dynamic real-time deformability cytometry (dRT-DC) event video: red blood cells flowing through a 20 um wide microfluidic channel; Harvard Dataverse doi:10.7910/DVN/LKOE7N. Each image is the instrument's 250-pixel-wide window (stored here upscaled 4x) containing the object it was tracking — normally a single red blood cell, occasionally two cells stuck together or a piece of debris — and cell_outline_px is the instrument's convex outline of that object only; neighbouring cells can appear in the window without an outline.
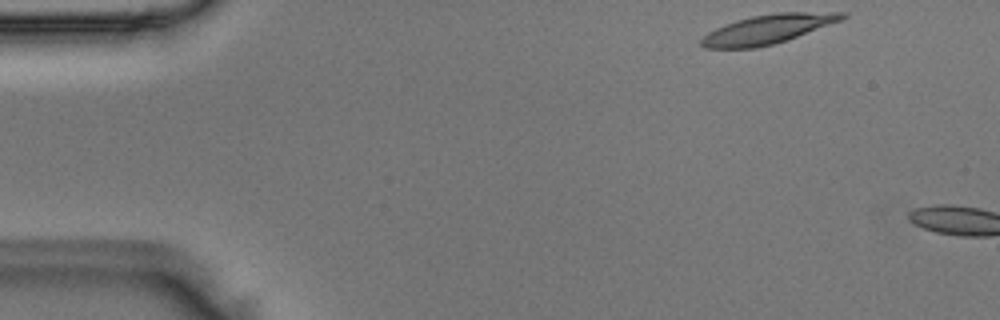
{"species": "Egyptian fruit bat (a non-hibernating species)", "species_latin": "Rousettus aegyptiacus", "temperature_condition": "room temperature", "stored_images_in_passage": 9, "camera_frame_rate_fps": 3000, "um_per_image_px": 0.085, "animal": {"sex": "male"}, "frame": {"image": 1, "passage_image": 1, "time_ms": 0.0, "image_size_px": [1000, 320], "cell_outline_px": [[848, 16], [844, 20], [772, 44], [756, 48], [704, 48], [700, 44], [700, 40], [708, 32], [716, 28], [736, 20], [752, 16], [776, 12], [848, 12]], "centroid_in_image_um": [65.29, 2.46], "position_along_channel_um": 19.7, "area_um2": 23.81}}